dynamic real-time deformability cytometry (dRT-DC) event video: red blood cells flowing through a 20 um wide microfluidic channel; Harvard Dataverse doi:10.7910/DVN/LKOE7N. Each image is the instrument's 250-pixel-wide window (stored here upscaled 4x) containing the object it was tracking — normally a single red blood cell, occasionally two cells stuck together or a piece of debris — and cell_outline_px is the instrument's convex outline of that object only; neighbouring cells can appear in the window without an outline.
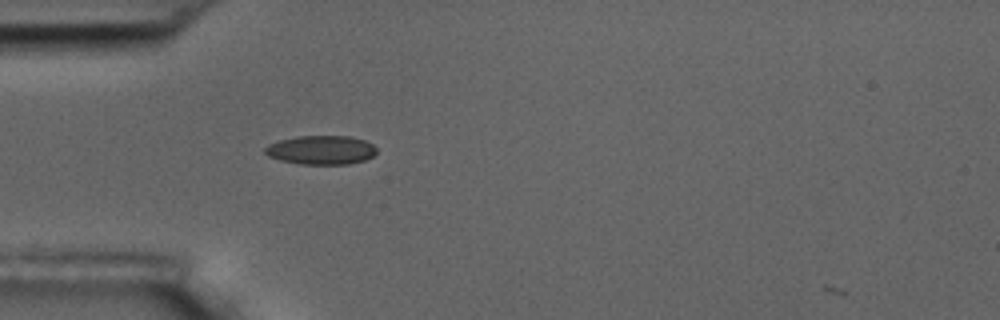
{"species": "common noctule bat (a hibernating species)", "species_latin": "Nyctalus noctula", "temperature_condition": "room temperature", "stored_images_in_passage": 3, "camera_frame_rate_fps": 3000, "um_per_image_px": 0.085, "animal": {"sex": "male", "body_mass_g": 17.5, "forearm_length_mm": 52.3}, "frame": {"image": 1, "passage_image": 2, "time_ms": 0.333, "image_size_px": [1000, 320], "cell_outline_px": [[376, 152], [372, 156], [364, 160], [348, 164], [300, 164], [280, 160], [268, 156], [264, 152], [264, 148], [268, 144], [280, 140], [296, 136], [348, 136], [364, 140], [372, 144], [376, 148]], "centroid_in_image_um": [27.27, 12.75], "position_along_channel_um": 57.7, "area_um2": 18.79}}